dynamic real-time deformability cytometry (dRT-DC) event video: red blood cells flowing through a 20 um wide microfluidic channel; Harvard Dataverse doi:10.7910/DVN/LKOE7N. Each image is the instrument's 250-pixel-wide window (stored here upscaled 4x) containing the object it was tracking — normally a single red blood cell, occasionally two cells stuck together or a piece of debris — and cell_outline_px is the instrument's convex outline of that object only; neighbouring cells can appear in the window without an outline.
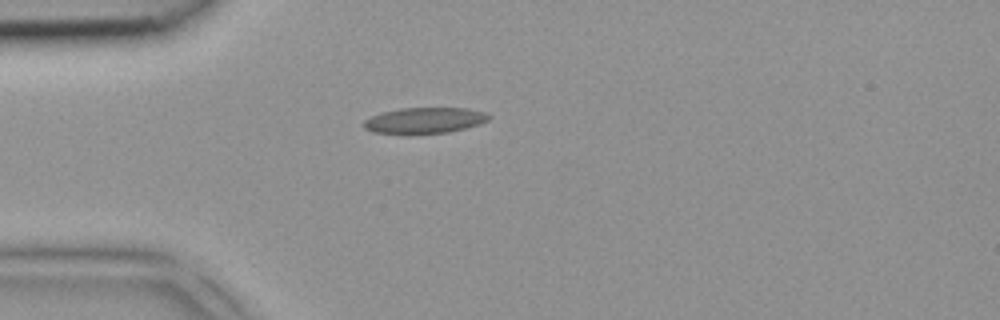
{"species": "common noctule bat (a hibernating species)", "species_latin": "Nyctalus noctula", "temperature_condition": "room temperature", "stored_images_in_passage": 1, "camera_frame_rate_fps": 3000, "um_per_image_px": 0.085, "animal": {"sex": "female", "body_mass_g": 18.4}, "frame": {"image": 1, "passage_image": 1, "time_ms": 0.0, "image_size_px": [1000, 320], "cell_outline_px": [[492, 116], [488, 120], [480, 124], [448, 132], [372, 132], [364, 128], [364, 120], [372, 116], [384, 112], [404, 108], [468, 108], [484, 112]], "centroid_in_image_um": [36.15, 10.21], "position_along_channel_um": 48.9, "area_um2": 18.21}}